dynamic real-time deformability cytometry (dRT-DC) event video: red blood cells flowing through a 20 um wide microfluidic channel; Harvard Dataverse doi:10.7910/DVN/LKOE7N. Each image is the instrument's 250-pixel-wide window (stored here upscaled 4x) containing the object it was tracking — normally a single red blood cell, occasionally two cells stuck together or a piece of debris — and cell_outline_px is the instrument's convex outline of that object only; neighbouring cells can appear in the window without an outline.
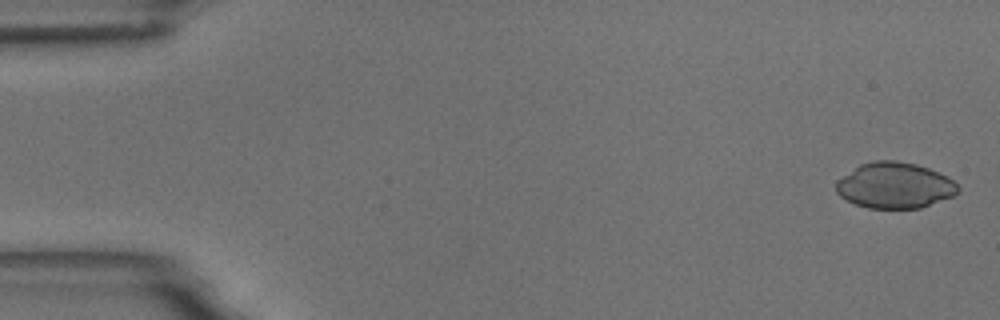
{"species": "common noctule bat (a hibernating species)", "species_latin": "Nyctalus noctula", "temperature_condition": "room temperature", "stored_images_in_passage": 55, "camera_frame_rate_fps": 3000, "um_per_image_px": 0.085, "animal": {"sex": "male", "body_mass_g": 18.8}, "frame": {"image": 1, "passage_image": 2, "time_ms": 0.333, "image_size_px": [1000, 320], "cell_outline_px": [[960, 188], [952, 196], [920, 208], [868, 208], [856, 204], [840, 196], [836, 192], [836, 180], [860, 164], [872, 160], [896, 160], [916, 164], [928, 168], [948, 176]], "centroid_in_image_um": [76.03, 15.75], "position_along_channel_um": 9.0, "area_um2": 32.48}}